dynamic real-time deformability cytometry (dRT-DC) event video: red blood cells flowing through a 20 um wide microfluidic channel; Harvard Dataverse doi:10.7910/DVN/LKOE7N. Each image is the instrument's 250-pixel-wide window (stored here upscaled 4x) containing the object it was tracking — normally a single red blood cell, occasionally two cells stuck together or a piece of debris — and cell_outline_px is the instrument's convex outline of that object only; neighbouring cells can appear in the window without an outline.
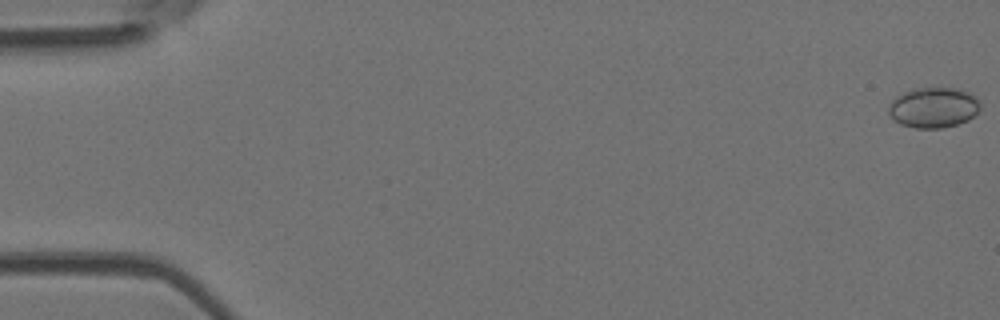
{"species": "Egyptian fruit bat (a non-hibernating species)", "species_latin": "Rousettus aegyptiacus", "temperature_condition": "room temperature", "stored_images_in_passage": 52, "camera_frame_rate_fps": 3000, "um_per_image_px": 0.085, "animal": {"sex": "female"}, "frame": {"image": 1, "passage_image": 1, "time_ms": 0.0, "image_size_px": [1000, 320], "cell_outline_px": [[980, 108], [968, 120], [956, 124], [940, 128], [916, 128], [900, 124], [888, 112], [888, 104], [896, 96], [912, 88], [960, 88], [976, 96], [980, 100]], "centroid_in_image_um": [79.35, 9.12], "position_along_channel_um": 5.7, "area_um2": 21.62}}
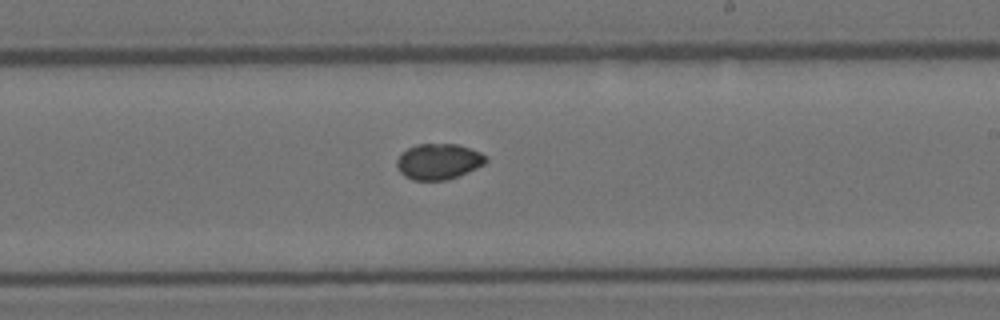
{"frame": {"image": 2, "passage_image": 31, "time_ms": 10.0, "image_size_px": [1000, 320], "cell_outline_px": [[488, 160], [484, 164], [476, 168], [448, 180], [412, 180], [404, 176], [400, 172], [396, 164], [396, 160], [400, 152], [416, 144], [456, 144], [480, 152]], "centroid_in_image_um": [37.22, 13.73], "position_along_channel_um": 251.8, "area_um2": 18.55}}
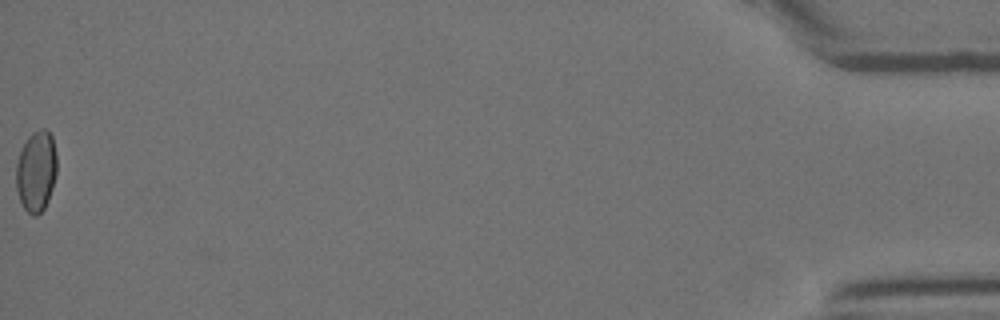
{"frame": {"image": 3, "passage_image": 52, "time_ms": 17.0, "image_size_px": [1000, 320], "cell_outline_px": [[56, 172], [52, 188], [48, 200], [44, 208], [36, 216], [32, 216], [24, 208], [20, 200], [16, 188], [16, 164], [20, 152], [28, 136], [32, 132], [44, 128], [52, 136], [56, 156]], "centroid_in_image_um": [3.07, 14.56], "position_along_channel_um": 432.1, "area_um2": 19.07}, "authors_computed_cell_mechanics": {"area_um2": 18.7561, "velocity_mm_per_s": 3.9991, "shape_relaxation_time_tau1_ms": null, "shape_relaxation_time_tau2_ms": 2.5916, "deformation_change_tau1": null, "deformation_change_tau2": 0.0355}}